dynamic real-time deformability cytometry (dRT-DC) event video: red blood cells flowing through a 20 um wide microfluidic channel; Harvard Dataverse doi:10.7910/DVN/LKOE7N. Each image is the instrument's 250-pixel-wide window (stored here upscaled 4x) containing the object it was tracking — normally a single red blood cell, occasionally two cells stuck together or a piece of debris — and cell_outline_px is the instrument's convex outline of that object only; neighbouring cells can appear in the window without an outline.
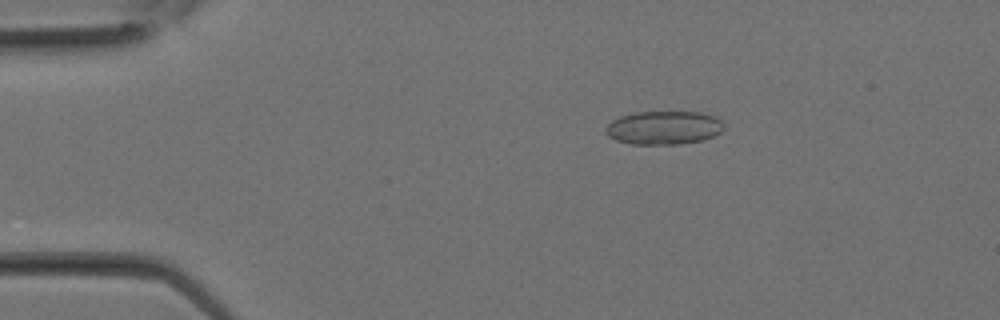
{"species": "Egyptian fruit bat (a non-hibernating species)", "species_latin": "Rousettus aegyptiacus", "temperature_condition": "room temperature", "stored_images_in_passage": 28, "camera_frame_rate_fps": 3000, "um_per_image_px": 0.085, "animal": {"sex": "female"}, "frame": {"image": 1, "passage_image": 5, "time_ms": 1.333, "image_size_px": [1000, 320], "cell_outline_px": [[724, 128], [720, 132], [712, 136], [700, 140], [680, 144], [632, 144], [616, 140], [608, 136], [604, 132], [604, 128], [612, 120], [620, 116], [632, 112], [700, 112], [716, 116], [724, 120]], "centroid_in_image_um": [56.41, 10.84], "position_along_channel_um": 28.6, "area_um2": 23.29}}
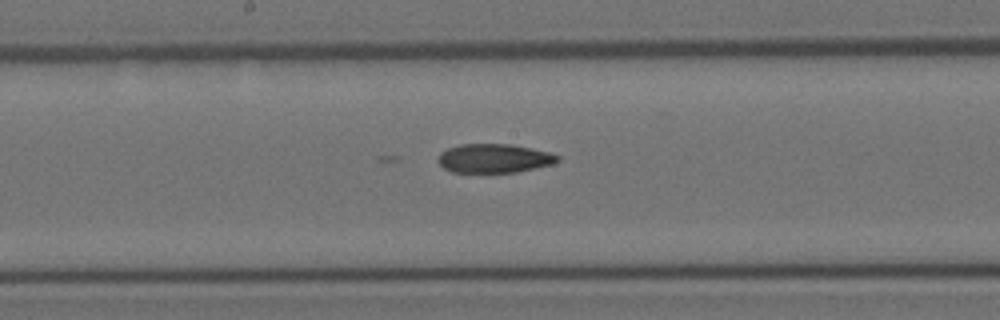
{"frame": {"image": 2, "passage_image": 15, "time_ms": 4.667, "image_size_px": [1000, 320], "cell_outline_px": [[560, 160], [552, 164], [516, 172], [452, 172], [444, 168], [436, 160], [440, 152], [448, 148], [460, 144], [512, 144], [532, 148], [548, 152], [560, 156]], "centroid_in_image_um": [41.98, 13.45], "position_along_channel_um": 206.2, "area_um2": 20.17}}
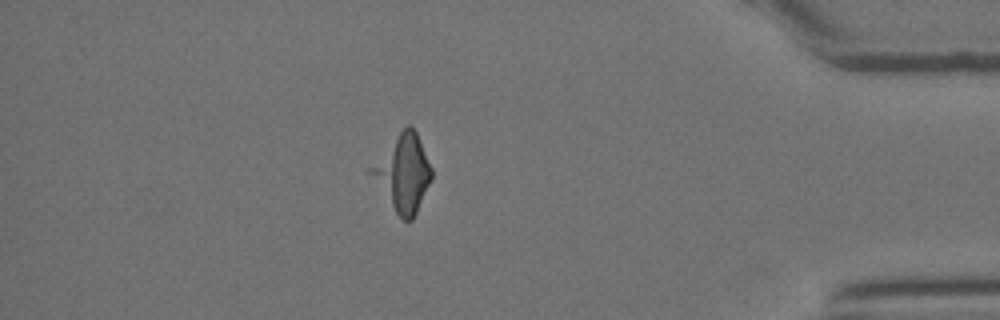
{"frame": {"image": 3, "passage_image": 25, "time_ms": 8.0, "image_size_px": [1000, 320], "cell_outline_px": [[432, 180], [412, 220], [404, 220], [396, 212], [368, 172], [368, 168], [400, 132], [408, 124], [412, 124], [416, 132], [432, 168]], "centroid_in_image_um": [34.28, 14.69], "position_along_channel_um": 400.9, "area_um2": 26.24}}